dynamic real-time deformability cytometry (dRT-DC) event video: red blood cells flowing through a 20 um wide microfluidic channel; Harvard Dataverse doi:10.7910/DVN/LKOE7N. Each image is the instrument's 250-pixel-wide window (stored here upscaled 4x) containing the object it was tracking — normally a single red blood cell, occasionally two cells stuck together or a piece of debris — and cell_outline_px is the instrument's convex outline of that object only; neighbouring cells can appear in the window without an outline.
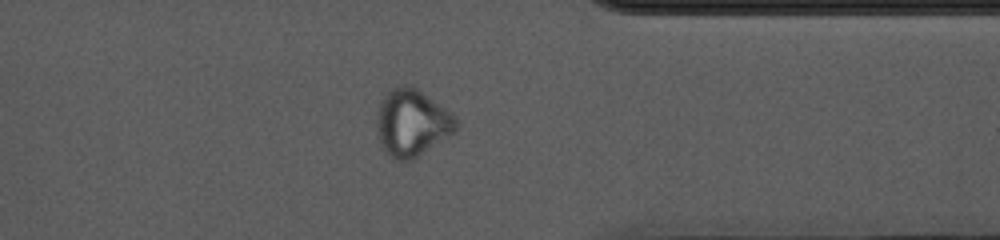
{"species": "common noctule bat (a hibernating species)", "species_latin": "Nyctalus noctula", "temperature_condition": "cold", "stored_images_in_passage": 38, "camera_frame_rate_fps": 3000, "um_per_image_px": 0.085, "animal": {"sex": "female", "body_mass_g": 10.0, "forearm_length_mm": 53.1}, "frame": {"image": 1, "passage_image": 33, "time_ms": 10.667, "image_size_px": [1000, 240], "cell_outline_px": [[456, 132], [416, 156], [408, 160], [396, 160], [384, 152], [376, 128], [376, 116], [380, 100], [384, 88], [396, 84], [408, 84], [416, 88], [452, 112], [456, 116]], "centroid_in_image_um": [34.96, 10.36], "position_along_channel_um": 376.4, "area_um2": 31.39}, "authors_computed_cell_mechanics": {"area_um2": 29.0156, "velocity_mm_per_s": 3.6221, "shape_relaxation_time_tau1_ms": null, "shape_relaxation_time_tau2_ms": 1.6007, "deformation_change_tau1": null, "deformation_change_tau2": 0.0557}}